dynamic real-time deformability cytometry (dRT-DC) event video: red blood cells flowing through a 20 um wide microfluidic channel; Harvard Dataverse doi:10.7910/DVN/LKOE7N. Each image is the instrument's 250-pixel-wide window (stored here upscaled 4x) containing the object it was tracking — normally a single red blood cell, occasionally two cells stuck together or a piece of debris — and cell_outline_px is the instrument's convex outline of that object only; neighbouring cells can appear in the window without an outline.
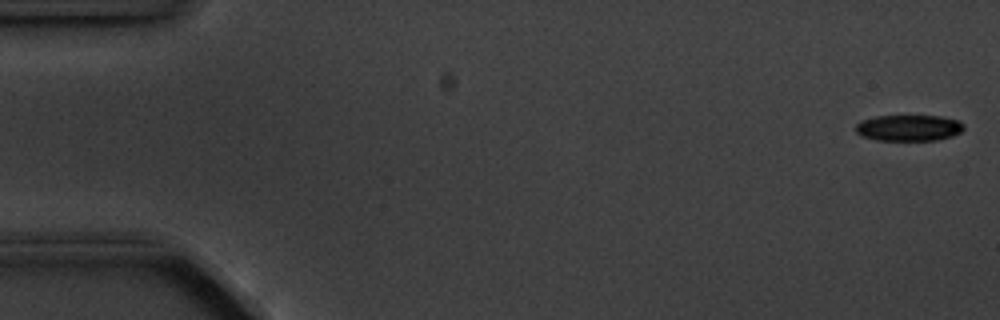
{"species": "common noctule bat (a hibernating species)", "species_latin": "Nyctalus noctula", "temperature_condition": "cold", "stored_images_in_passage": 7, "camera_frame_rate_fps": 3000, "um_per_image_px": 0.085, "animal": {"sex": "male", "body_mass_g": 20.1, "forearm_length_mm": 53.5}, "frame": {"image": 1, "passage_image": 1, "time_ms": 0.0, "image_size_px": [1000, 320], "cell_outline_px": [[964, 128], [960, 132], [952, 136], [936, 140], [876, 140], [860, 136], [856, 132], [856, 124], [860, 120], [876, 116], [940, 116], [960, 120], [964, 124]], "centroid_in_image_um": [77.23, 10.86], "position_along_channel_um": 7.8, "area_um2": 16.59}}
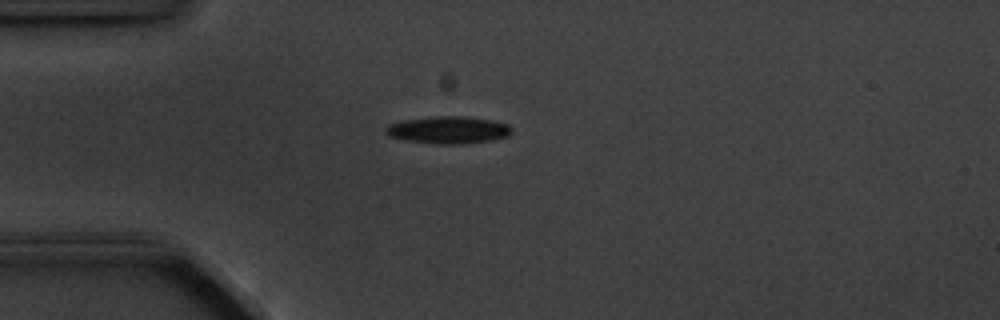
{"frame": {"image": 2, "passage_image": 4, "time_ms": 4.333, "image_size_px": [1000, 320], "cell_outline_px": [[512, 132], [508, 136], [492, 140], [464, 144], [436, 144], [404, 140], [388, 136], [384, 132], [384, 128], [388, 124], [404, 120], [436, 116], [460, 116], [488, 120], [508, 124], [512, 128]], "centroid_in_image_um": [38.07, 11.06], "position_along_channel_um": 46.9, "area_um2": 20.06}}